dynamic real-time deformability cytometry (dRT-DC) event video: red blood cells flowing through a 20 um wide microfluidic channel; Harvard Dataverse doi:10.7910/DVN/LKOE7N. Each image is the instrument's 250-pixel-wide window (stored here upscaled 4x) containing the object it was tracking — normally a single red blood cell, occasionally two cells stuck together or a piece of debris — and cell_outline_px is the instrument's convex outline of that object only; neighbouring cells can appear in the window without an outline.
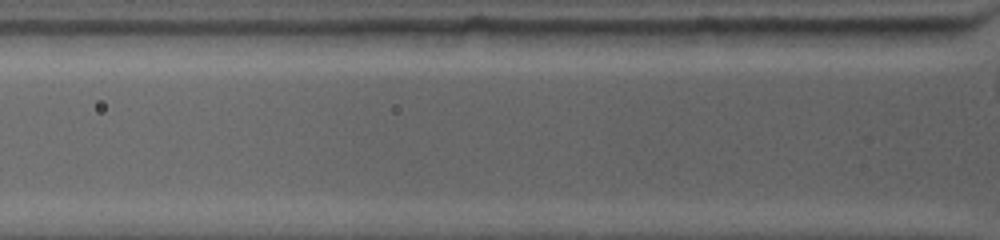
{"species": "common noctule bat (a hibernating species)", "species_latin": "Nyctalus noctula", "temperature_condition": "warm", "stored_images_in_passage": 3, "camera_frame_rate_fps": 4500, "um_per_image_px": 0.085, "animal": {"sex": "female", "body_mass_g": 19.0, "forearm_length_mm": 53.3}, "frame": {"image": 1, "passage_image": 3, "time_ms": 0.222, "image_size_px": [1000, 240], "cell_outline_px": [[956, 36], [932, 44], [888, 48], [848, 44], [820, 32], [820, 28], [952, 28], [956, 32]], "centroid_in_image_um": [75.64, 3.08], "position_along_channel_um": 50.2, "area_um2": 14.97}}